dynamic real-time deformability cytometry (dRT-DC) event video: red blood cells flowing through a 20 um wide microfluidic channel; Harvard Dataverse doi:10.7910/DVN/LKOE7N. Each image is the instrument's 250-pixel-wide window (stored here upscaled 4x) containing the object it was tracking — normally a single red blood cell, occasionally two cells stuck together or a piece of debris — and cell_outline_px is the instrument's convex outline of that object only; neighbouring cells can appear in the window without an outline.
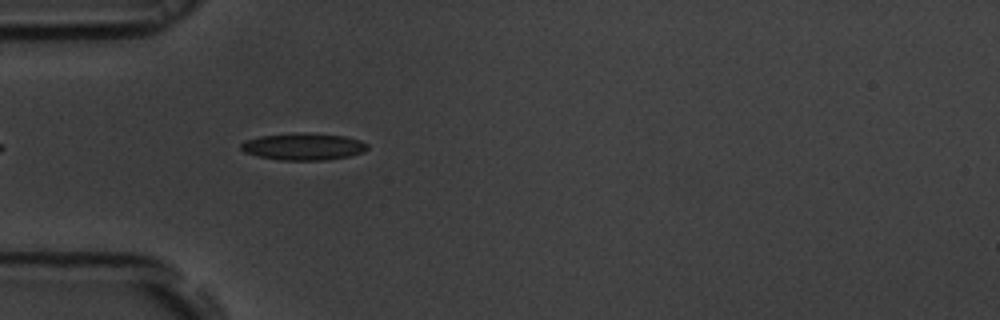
{"species": "common noctule bat (a hibernating species)", "species_latin": "Nyctalus noctula", "temperature_condition": "room temperature", "stored_images_in_passage": 43, "camera_frame_rate_fps": 3000, "um_per_image_px": 0.085, "animal": {"sex": "male", "body_mass_g": 19.5, "forearm_length_mm": 54.6}, "frame": {"image": 1, "passage_image": 4, "time_ms": 1.0, "image_size_px": [1000, 320], "cell_outline_px": [[368, 148], [364, 152], [348, 156], [328, 160], [280, 160], [256, 156], [244, 152], [240, 148], [240, 144], [244, 140], [260, 136], [296, 132], [304, 132], [344, 136], [360, 140], [368, 144]], "centroid_in_image_um": [25.76, 12.45], "position_along_channel_um": 59.2, "area_um2": 20.11}}
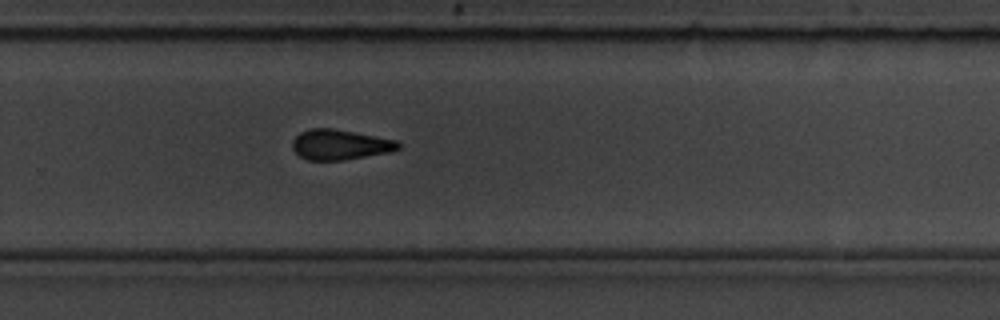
{"frame": {"image": 2, "passage_image": 24, "time_ms": 7.667, "image_size_px": [1000, 320], "cell_outline_px": [[400, 148], [392, 152], [344, 160], [308, 160], [300, 156], [292, 148], [292, 140], [300, 132], [312, 128], [332, 128], [396, 140], [400, 144]], "centroid_in_image_um": [28.9, 12.3], "position_along_channel_um": 300.9, "area_um2": 18.61}}
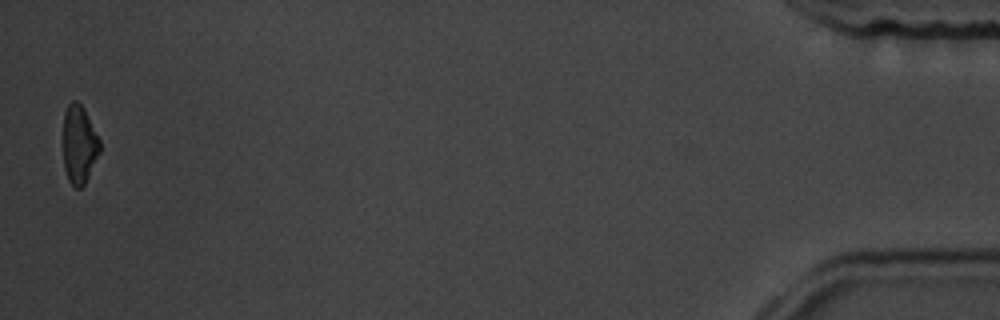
{"frame": {"image": 3, "passage_image": 42, "time_ms": 13.667, "image_size_px": [1000, 320], "cell_outline_px": [[100, 152], [84, 184], [80, 188], [76, 188], [68, 180], [64, 168], [64, 112], [68, 104], [72, 100], [76, 100], [84, 108], [100, 140]], "centroid_in_image_um": [6.73, 12.26], "position_along_channel_um": 428.5, "area_um2": 16.59}, "authors_computed_cell_mechanics": {"area_um2": 18.6694, "velocity_mm_per_s": 3.6826, "shape_relaxation_time_tau1_ms": 5.0401, "shape_relaxation_time_tau2_ms": 3.2272, "deformation_change_tau1": 0.137, "deformation_change_tau2": 0.1022}}